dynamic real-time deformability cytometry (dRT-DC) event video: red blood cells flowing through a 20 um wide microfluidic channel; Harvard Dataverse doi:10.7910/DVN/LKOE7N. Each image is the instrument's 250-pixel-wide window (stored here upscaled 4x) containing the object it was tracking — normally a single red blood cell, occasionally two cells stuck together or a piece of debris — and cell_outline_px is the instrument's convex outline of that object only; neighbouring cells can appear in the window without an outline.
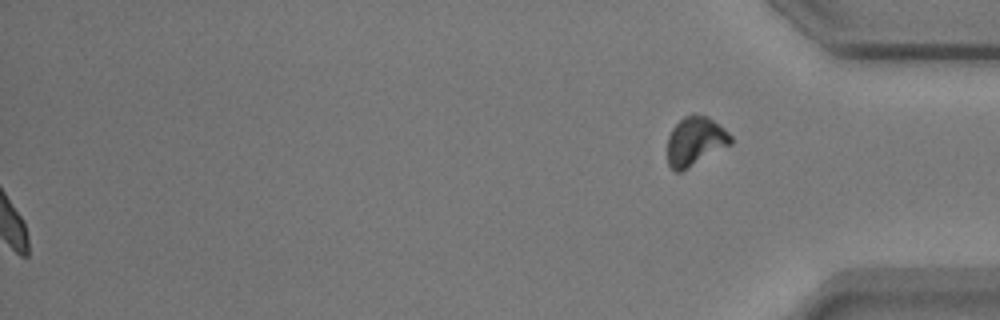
{"species": "common noctule bat (a hibernating species)", "species_latin": "Nyctalus noctula", "temperature_condition": "warm", "stored_images_in_passage": 55, "segment_of_instrument_passage": [2, 2], "camera_frame_rate_fps": 3000, "um_per_image_px": 0.085, "animal": {"sex": "male", "body_mass_g": 17.9}, "frame": {"image": 1, "passage_image": 55, "time_ms": 18.0, "image_size_px": [1000, 320], "cell_outline_px": [[732, 144], [680, 172], [676, 172], [668, 164], [668, 136], [672, 128], [684, 116], [708, 116], [724, 128], [732, 136]], "centroid_in_image_um": [59.1, 12.01], "position_along_channel_um": 376.1, "area_um2": 17.8}}